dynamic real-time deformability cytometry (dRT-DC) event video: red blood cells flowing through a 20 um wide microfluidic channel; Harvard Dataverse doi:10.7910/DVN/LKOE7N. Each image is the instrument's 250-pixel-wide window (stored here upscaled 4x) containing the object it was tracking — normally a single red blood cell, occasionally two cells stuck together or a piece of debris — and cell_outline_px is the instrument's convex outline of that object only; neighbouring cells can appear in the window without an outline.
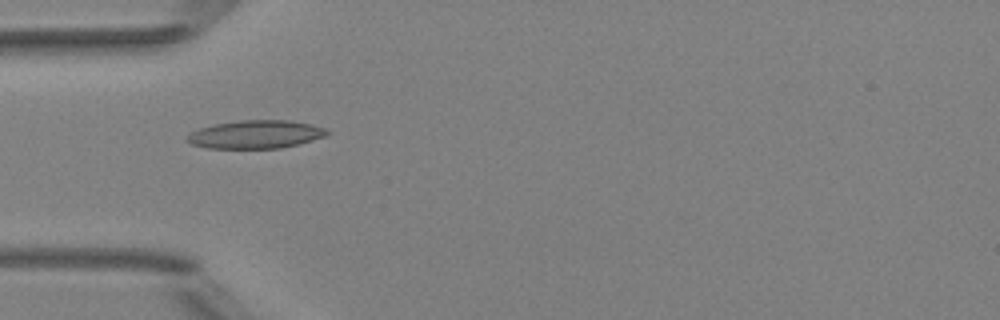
{"species": "Egyptian fruit bat (a non-hibernating species)", "species_latin": "Rousettus aegyptiacus", "temperature_condition": "room temperature", "stored_images_in_passage": 8, "camera_frame_rate_fps": 3000, "um_per_image_px": 0.085, "animal": {"sex": "female"}, "frame": {"image": 1, "passage_image": 4, "time_ms": 3.667, "image_size_px": [1000, 320], "cell_outline_px": [[328, 132], [324, 136], [312, 140], [280, 148], [208, 148], [192, 144], [184, 140], [192, 132], [200, 128], [216, 124], [240, 120], [288, 120], [312, 124], [328, 128]], "centroid_in_image_um": [21.74, 11.42], "position_along_channel_um": 63.3, "area_um2": 22.77}}
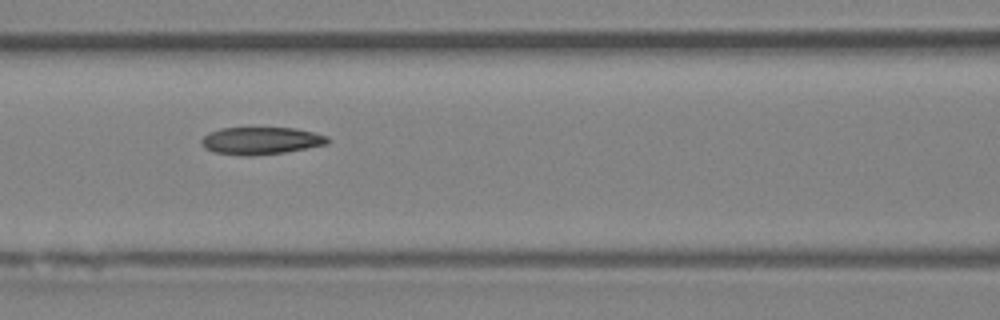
{"frame": {"image": 2, "passage_image": 6, "time_ms": 5.667, "image_size_px": [1000, 320], "cell_outline_px": [[332, 140], [328, 144], [284, 152], [252, 156], [244, 156], [212, 152], [204, 148], [200, 144], [200, 140], [208, 132], [220, 128], [296, 128], [328, 136]], "centroid_in_image_um": [22.15, 11.96], "position_along_channel_um": 144.4, "area_um2": 20.35}}
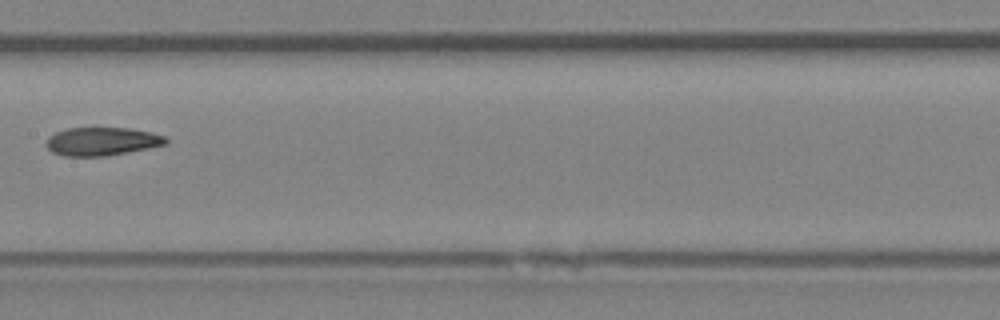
{"frame": {"image": 3, "passage_image": 7, "time_ms": 7.0, "image_size_px": [1000, 320], "cell_outline_px": [[168, 144], [108, 156], [64, 156], [52, 152], [48, 148], [48, 136], [56, 132], [68, 128], [128, 128], [148, 132], [164, 136], [168, 140]], "centroid_in_image_um": [8.67, 12.03], "position_along_channel_um": 198.7, "area_um2": 19.54}}